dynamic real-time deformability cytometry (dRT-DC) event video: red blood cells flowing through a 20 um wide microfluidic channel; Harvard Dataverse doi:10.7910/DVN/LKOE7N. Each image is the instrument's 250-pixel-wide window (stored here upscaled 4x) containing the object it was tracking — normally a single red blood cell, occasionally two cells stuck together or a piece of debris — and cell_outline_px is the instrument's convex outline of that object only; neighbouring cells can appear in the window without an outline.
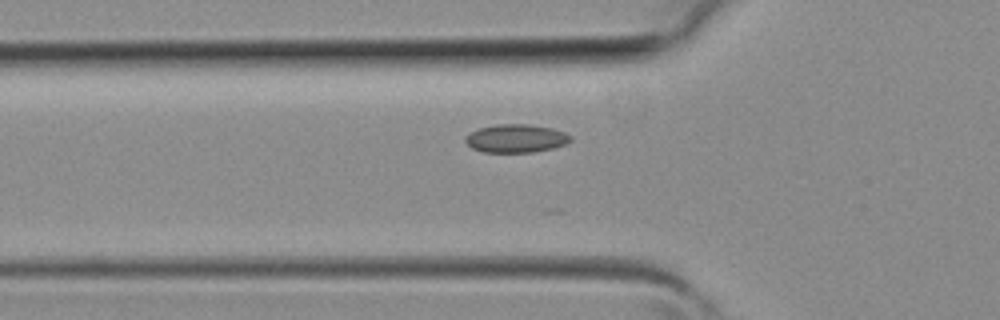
{"species": "common noctule bat (a hibernating species)", "species_latin": "Nyctalus noctula", "temperature_condition": "room temperature", "stored_images_in_passage": 6, "camera_frame_rate_fps": 3000, "um_per_image_px": 0.085, "animal": {"sex": "female", "body_mass_g": 19.3, "forearm_length_mm": 54.1}, "frame": {"image": 1, "passage_image": 5, "time_ms": 1.333, "image_size_px": [1000, 320], "cell_outline_px": [[572, 140], [564, 144], [552, 148], [532, 152], [484, 152], [472, 148], [464, 140], [464, 136], [480, 128], [496, 124], [528, 124], [552, 128], [564, 132], [572, 136]], "centroid_in_image_um": [43.86, 11.76], "position_along_channel_um": 81.9, "area_um2": 17.22}}